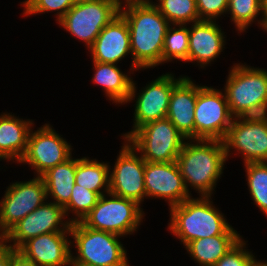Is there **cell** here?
<instances>
[{
	"label": "cell",
	"mask_w": 267,
	"mask_h": 266,
	"mask_svg": "<svg viewBox=\"0 0 267 266\" xmlns=\"http://www.w3.org/2000/svg\"><path fill=\"white\" fill-rule=\"evenodd\" d=\"M10 266H37L32 260L26 258L21 252L11 247Z\"/></svg>",
	"instance_id": "836d02e7"
},
{
	"label": "cell",
	"mask_w": 267,
	"mask_h": 266,
	"mask_svg": "<svg viewBox=\"0 0 267 266\" xmlns=\"http://www.w3.org/2000/svg\"><path fill=\"white\" fill-rule=\"evenodd\" d=\"M108 163L98 162L89 157L77 158L75 183L100 196L109 192V169Z\"/></svg>",
	"instance_id": "d4e9b609"
},
{
	"label": "cell",
	"mask_w": 267,
	"mask_h": 266,
	"mask_svg": "<svg viewBox=\"0 0 267 266\" xmlns=\"http://www.w3.org/2000/svg\"><path fill=\"white\" fill-rule=\"evenodd\" d=\"M119 12L113 0H77L57 24L90 48Z\"/></svg>",
	"instance_id": "ba28073f"
},
{
	"label": "cell",
	"mask_w": 267,
	"mask_h": 266,
	"mask_svg": "<svg viewBox=\"0 0 267 266\" xmlns=\"http://www.w3.org/2000/svg\"><path fill=\"white\" fill-rule=\"evenodd\" d=\"M195 139L223 140L233 116L225 93L220 89L197 85L195 105Z\"/></svg>",
	"instance_id": "9c48e42d"
},
{
	"label": "cell",
	"mask_w": 267,
	"mask_h": 266,
	"mask_svg": "<svg viewBox=\"0 0 267 266\" xmlns=\"http://www.w3.org/2000/svg\"><path fill=\"white\" fill-rule=\"evenodd\" d=\"M190 25L188 62L205 68L223 52L226 35L216 21L201 20Z\"/></svg>",
	"instance_id": "d6986e66"
},
{
	"label": "cell",
	"mask_w": 267,
	"mask_h": 266,
	"mask_svg": "<svg viewBox=\"0 0 267 266\" xmlns=\"http://www.w3.org/2000/svg\"><path fill=\"white\" fill-rule=\"evenodd\" d=\"M226 14L231 15V22L236 26V31L245 32L253 22H258L261 15V0H228Z\"/></svg>",
	"instance_id": "f1b7e54d"
},
{
	"label": "cell",
	"mask_w": 267,
	"mask_h": 266,
	"mask_svg": "<svg viewBox=\"0 0 267 266\" xmlns=\"http://www.w3.org/2000/svg\"><path fill=\"white\" fill-rule=\"evenodd\" d=\"M250 266H267V261L264 262V260L261 262L257 261L256 258L251 262Z\"/></svg>",
	"instance_id": "74e56055"
},
{
	"label": "cell",
	"mask_w": 267,
	"mask_h": 266,
	"mask_svg": "<svg viewBox=\"0 0 267 266\" xmlns=\"http://www.w3.org/2000/svg\"><path fill=\"white\" fill-rule=\"evenodd\" d=\"M77 0H28L24 5L23 15L41 14L45 12H56L57 23L63 18L68 10Z\"/></svg>",
	"instance_id": "4dcf8cb0"
},
{
	"label": "cell",
	"mask_w": 267,
	"mask_h": 266,
	"mask_svg": "<svg viewBox=\"0 0 267 266\" xmlns=\"http://www.w3.org/2000/svg\"><path fill=\"white\" fill-rule=\"evenodd\" d=\"M246 245L241 239L214 266H250L256 257L246 249Z\"/></svg>",
	"instance_id": "1f68e13d"
},
{
	"label": "cell",
	"mask_w": 267,
	"mask_h": 266,
	"mask_svg": "<svg viewBox=\"0 0 267 266\" xmlns=\"http://www.w3.org/2000/svg\"><path fill=\"white\" fill-rule=\"evenodd\" d=\"M222 141L227 160L235 149L244 164L267 162V115L233 118Z\"/></svg>",
	"instance_id": "8fae6325"
},
{
	"label": "cell",
	"mask_w": 267,
	"mask_h": 266,
	"mask_svg": "<svg viewBox=\"0 0 267 266\" xmlns=\"http://www.w3.org/2000/svg\"><path fill=\"white\" fill-rule=\"evenodd\" d=\"M226 161L223 141L204 139L185 141L176 160L188 193L199 196H212Z\"/></svg>",
	"instance_id": "7a4b0ae2"
},
{
	"label": "cell",
	"mask_w": 267,
	"mask_h": 266,
	"mask_svg": "<svg viewBox=\"0 0 267 266\" xmlns=\"http://www.w3.org/2000/svg\"><path fill=\"white\" fill-rule=\"evenodd\" d=\"M140 206L134 200L108 192L100 196L97 204L81 222L91 229L125 237L137 231L143 222L144 211Z\"/></svg>",
	"instance_id": "8992f818"
},
{
	"label": "cell",
	"mask_w": 267,
	"mask_h": 266,
	"mask_svg": "<svg viewBox=\"0 0 267 266\" xmlns=\"http://www.w3.org/2000/svg\"><path fill=\"white\" fill-rule=\"evenodd\" d=\"M189 28L187 25L172 24L164 38L162 64L173 60L188 62Z\"/></svg>",
	"instance_id": "484cf974"
},
{
	"label": "cell",
	"mask_w": 267,
	"mask_h": 266,
	"mask_svg": "<svg viewBox=\"0 0 267 266\" xmlns=\"http://www.w3.org/2000/svg\"><path fill=\"white\" fill-rule=\"evenodd\" d=\"M144 182L146 197L162 198L169 207L192 197L186 189L177 162H146Z\"/></svg>",
	"instance_id": "2e32d148"
},
{
	"label": "cell",
	"mask_w": 267,
	"mask_h": 266,
	"mask_svg": "<svg viewBox=\"0 0 267 266\" xmlns=\"http://www.w3.org/2000/svg\"><path fill=\"white\" fill-rule=\"evenodd\" d=\"M260 27L267 33V0H261Z\"/></svg>",
	"instance_id": "8d00e7d4"
},
{
	"label": "cell",
	"mask_w": 267,
	"mask_h": 266,
	"mask_svg": "<svg viewBox=\"0 0 267 266\" xmlns=\"http://www.w3.org/2000/svg\"><path fill=\"white\" fill-rule=\"evenodd\" d=\"M100 195L79 184L74 185L70 201L64 206L66 217L72 212L75 218H68L71 223L80 222L97 204Z\"/></svg>",
	"instance_id": "f546056e"
},
{
	"label": "cell",
	"mask_w": 267,
	"mask_h": 266,
	"mask_svg": "<svg viewBox=\"0 0 267 266\" xmlns=\"http://www.w3.org/2000/svg\"><path fill=\"white\" fill-rule=\"evenodd\" d=\"M197 85L185 76L172 90L166 118L187 139H195Z\"/></svg>",
	"instance_id": "ffe728a7"
},
{
	"label": "cell",
	"mask_w": 267,
	"mask_h": 266,
	"mask_svg": "<svg viewBox=\"0 0 267 266\" xmlns=\"http://www.w3.org/2000/svg\"><path fill=\"white\" fill-rule=\"evenodd\" d=\"M244 167L251 199L267 216V162L246 163Z\"/></svg>",
	"instance_id": "83f0119b"
},
{
	"label": "cell",
	"mask_w": 267,
	"mask_h": 266,
	"mask_svg": "<svg viewBox=\"0 0 267 266\" xmlns=\"http://www.w3.org/2000/svg\"><path fill=\"white\" fill-rule=\"evenodd\" d=\"M70 232H51L26 241L18 251L37 266H71Z\"/></svg>",
	"instance_id": "e0dca14e"
},
{
	"label": "cell",
	"mask_w": 267,
	"mask_h": 266,
	"mask_svg": "<svg viewBox=\"0 0 267 266\" xmlns=\"http://www.w3.org/2000/svg\"><path fill=\"white\" fill-rule=\"evenodd\" d=\"M11 264V246H8L0 239V266H10Z\"/></svg>",
	"instance_id": "d590c367"
},
{
	"label": "cell",
	"mask_w": 267,
	"mask_h": 266,
	"mask_svg": "<svg viewBox=\"0 0 267 266\" xmlns=\"http://www.w3.org/2000/svg\"><path fill=\"white\" fill-rule=\"evenodd\" d=\"M71 156V145L47 123L35 132L31 129L27 149L19 163L30 165L35 175L41 177Z\"/></svg>",
	"instance_id": "4fadbf2b"
},
{
	"label": "cell",
	"mask_w": 267,
	"mask_h": 266,
	"mask_svg": "<svg viewBox=\"0 0 267 266\" xmlns=\"http://www.w3.org/2000/svg\"><path fill=\"white\" fill-rule=\"evenodd\" d=\"M93 61L118 64L128 54L131 55L129 27L119 14L106 25L88 50Z\"/></svg>",
	"instance_id": "ac0fdd59"
},
{
	"label": "cell",
	"mask_w": 267,
	"mask_h": 266,
	"mask_svg": "<svg viewBox=\"0 0 267 266\" xmlns=\"http://www.w3.org/2000/svg\"><path fill=\"white\" fill-rule=\"evenodd\" d=\"M126 140L146 162H175L187 139L164 118L144 124Z\"/></svg>",
	"instance_id": "52a82bcc"
},
{
	"label": "cell",
	"mask_w": 267,
	"mask_h": 266,
	"mask_svg": "<svg viewBox=\"0 0 267 266\" xmlns=\"http://www.w3.org/2000/svg\"><path fill=\"white\" fill-rule=\"evenodd\" d=\"M71 266H90V265H71Z\"/></svg>",
	"instance_id": "f35d334b"
},
{
	"label": "cell",
	"mask_w": 267,
	"mask_h": 266,
	"mask_svg": "<svg viewBox=\"0 0 267 266\" xmlns=\"http://www.w3.org/2000/svg\"><path fill=\"white\" fill-rule=\"evenodd\" d=\"M93 62V84L101 86L104 94L116 104H127L133 78L123 73L116 64Z\"/></svg>",
	"instance_id": "603a6c76"
},
{
	"label": "cell",
	"mask_w": 267,
	"mask_h": 266,
	"mask_svg": "<svg viewBox=\"0 0 267 266\" xmlns=\"http://www.w3.org/2000/svg\"><path fill=\"white\" fill-rule=\"evenodd\" d=\"M199 21H216L221 15L226 14L228 0H196Z\"/></svg>",
	"instance_id": "d6a6232c"
},
{
	"label": "cell",
	"mask_w": 267,
	"mask_h": 266,
	"mask_svg": "<svg viewBox=\"0 0 267 266\" xmlns=\"http://www.w3.org/2000/svg\"><path fill=\"white\" fill-rule=\"evenodd\" d=\"M115 6L119 11L130 7V6H140V5H152L155 4L151 0H113ZM123 5V6H122Z\"/></svg>",
	"instance_id": "e575fe53"
},
{
	"label": "cell",
	"mask_w": 267,
	"mask_h": 266,
	"mask_svg": "<svg viewBox=\"0 0 267 266\" xmlns=\"http://www.w3.org/2000/svg\"><path fill=\"white\" fill-rule=\"evenodd\" d=\"M70 237L77 252L75 256L71 253V265L129 266L117 234L91 229L80 221L71 223Z\"/></svg>",
	"instance_id": "5b68a950"
},
{
	"label": "cell",
	"mask_w": 267,
	"mask_h": 266,
	"mask_svg": "<svg viewBox=\"0 0 267 266\" xmlns=\"http://www.w3.org/2000/svg\"><path fill=\"white\" fill-rule=\"evenodd\" d=\"M184 77L179 76L177 79L171 73L162 74L152 82H149V84H146L139 93H137L136 83L132 81L127 103L136 99L133 114L134 124L131 131L122 135L123 140H126L136 129L144 124L166 118L172 90Z\"/></svg>",
	"instance_id": "30bf717a"
},
{
	"label": "cell",
	"mask_w": 267,
	"mask_h": 266,
	"mask_svg": "<svg viewBox=\"0 0 267 266\" xmlns=\"http://www.w3.org/2000/svg\"><path fill=\"white\" fill-rule=\"evenodd\" d=\"M28 0H25L23 3H21L22 4V6L27 2Z\"/></svg>",
	"instance_id": "ab89813d"
},
{
	"label": "cell",
	"mask_w": 267,
	"mask_h": 266,
	"mask_svg": "<svg viewBox=\"0 0 267 266\" xmlns=\"http://www.w3.org/2000/svg\"><path fill=\"white\" fill-rule=\"evenodd\" d=\"M211 200V196L190 197L169 208L167 229L184 247L196 239L222 235L231 226Z\"/></svg>",
	"instance_id": "3957f363"
},
{
	"label": "cell",
	"mask_w": 267,
	"mask_h": 266,
	"mask_svg": "<svg viewBox=\"0 0 267 266\" xmlns=\"http://www.w3.org/2000/svg\"><path fill=\"white\" fill-rule=\"evenodd\" d=\"M157 2L154 5L170 24L188 25L199 21L196 0H158Z\"/></svg>",
	"instance_id": "4316f807"
},
{
	"label": "cell",
	"mask_w": 267,
	"mask_h": 266,
	"mask_svg": "<svg viewBox=\"0 0 267 266\" xmlns=\"http://www.w3.org/2000/svg\"><path fill=\"white\" fill-rule=\"evenodd\" d=\"M113 169H109V192L136 201L139 205L146 199L144 172L145 160L132 145L124 140Z\"/></svg>",
	"instance_id": "5bb4252c"
},
{
	"label": "cell",
	"mask_w": 267,
	"mask_h": 266,
	"mask_svg": "<svg viewBox=\"0 0 267 266\" xmlns=\"http://www.w3.org/2000/svg\"><path fill=\"white\" fill-rule=\"evenodd\" d=\"M241 239L230 226L222 235L193 240L184 248L199 266H214Z\"/></svg>",
	"instance_id": "7402d4cb"
},
{
	"label": "cell",
	"mask_w": 267,
	"mask_h": 266,
	"mask_svg": "<svg viewBox=\"0 0 267 266\" xmlns=\"http://www.w3.org/2000/svg\"><path fill=\"white\" fill-rule=\"evenodd\" d=\"M47 199L46 187L40 176L9 185L0 200V239Z\"/></svg>",
	"instance_id": "7c38bea8"
},
{
	"label": "cell",
	"mask_w": 267,
	"mask_h": 266,
	"mask_svg": "<svg viewBox=\"0 0 267 266\" xmlns=\"http://www.w3.org/2000/svg\"><path fill=\"white\" fill-rule=\"evenodd\" d=\"M34 122L23 120L8 112L0 115V157L19 163L27 149L31 126Z\"/></svg>",
	"instance_id": "44dd1931"
},
{
	"label": "cell",
	"mask_w": 267,
	"mask_h": 266,
	"mask_svg": "<svg viewBox=\"0 0 267 266\" xmlns=\"http://www.w3.org/2000/svg\"><path fill=\"white\" fill-rule=\"evenodd\" d=\"M76 165L77 159L71 156L41 176L46 187L47 198L51 197L54 200L51 202L64 207L70 201L75 185Z\"/></svg>",
	"instance_id": "cb8c5ba5"
},
{
	"label": "cell",
	"mask_w": 267,
	"mask_h": 266,
	"mask_svg": "<svg viewBox=\"0 0 267 266\" xmlns=\"http://www.w3.org/2000/svg\"><path fill=\"white\" fill-rule=\"evenodd\" d=\"M65 218L64 207L48 199V202L21 219L2 240L8 243V246L18 250L26 241L38 235L70 232L71 222Z\"/></svg>",
	"instance_id": "9a60e30c"
},
{
	"label": "cell",
	"mask_w": 267,
	"mask_h": 266,
	"mask_svg": "<svg viewBox=\"0 0 267 266\" xmlns=\"http://www.w3.org/2000/svg\"><path fill=\"white\" fill-rule=\"evenodd\" d=\"M129 27L132 55L131 71L162 64L164 38L171 25L152 5L130 6L119 12Z\"/></svg>",
	"instance_id": "6da1fadb"
},
{
	"label": "cell",
	"mask_w": 267,
	"mask_h": 266,
	"mask_svg": "<svg viewBox=\"0 0 267 266\" xmlns=\"http://www.w3.org/2000/svg\"><path fill=\"white\" fill-rule=\"evenodd\" d=\"M244 64L234 63L223 89L230 113L234 118L267 115V71Z\"/></svg>",
	"instance_id": "277c9868"
}]
</instances>
